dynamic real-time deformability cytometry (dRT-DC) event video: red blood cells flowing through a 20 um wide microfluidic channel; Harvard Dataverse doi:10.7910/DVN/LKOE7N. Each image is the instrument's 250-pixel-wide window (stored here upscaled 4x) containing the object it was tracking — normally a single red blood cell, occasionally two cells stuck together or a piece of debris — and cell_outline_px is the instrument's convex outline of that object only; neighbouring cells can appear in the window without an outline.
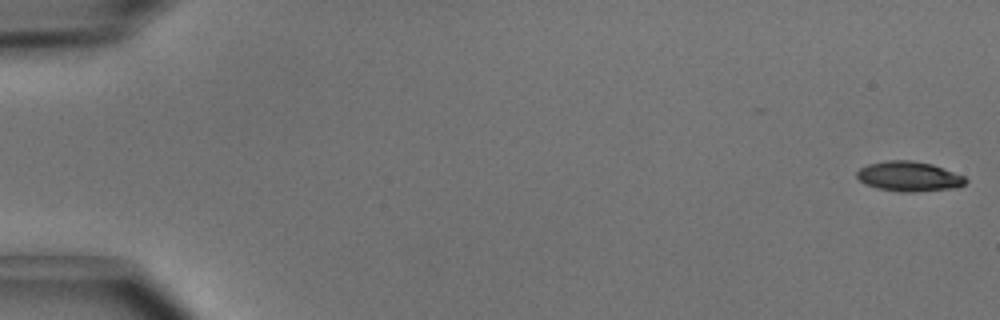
{"species": "common noctule bat (a hibernating species)", "species_latin": "Nyctalus noctula", "temperature_condition": "cold", "stored_images_in_passage": 48, "camera_frame_rate_fps": 3000, "um_per_image_px": 0.085, "animal": {"sex": "male", "body_mass_g": 15.6}, "frame": {"image": 1, "passage_image": 1, "time_ms": 0.0, "image_size_px": [1000, 320], "cell_outline_px": [[968, 180], [964, 184], [956, 188], [912, 192], [900, 192], [876, 188], [864, 184], [856, 176], [856, 172], [860, 168], [868, 164], [888, 160], [912, 160], [932, 164], [964, 176]], "centroid_in_image_um": [77.24, 15.0], "position_along_channel_um": 7.8, "area_um2": 19.02}}
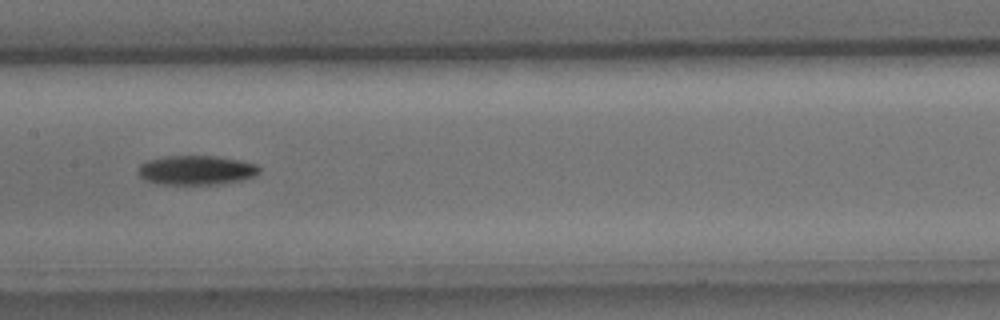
{"frame": {"image": 2, "passage_image": 26, "time_ms": 8.333, "image_size_px": [1000, 320], "cell_outline_px": [[260, 172], [256, 176], [244, 180], [220, 184], [156, 184], [144, 180], [136, 172], [140, 164], [148, 160], [164, 156], [216, 156], [240, 160], [256, 164], [260, 168]], "centroid_in_image_um": [16.68, 14.47], "position_along_channel_um": 190.7, "area_um2": 21.04}}
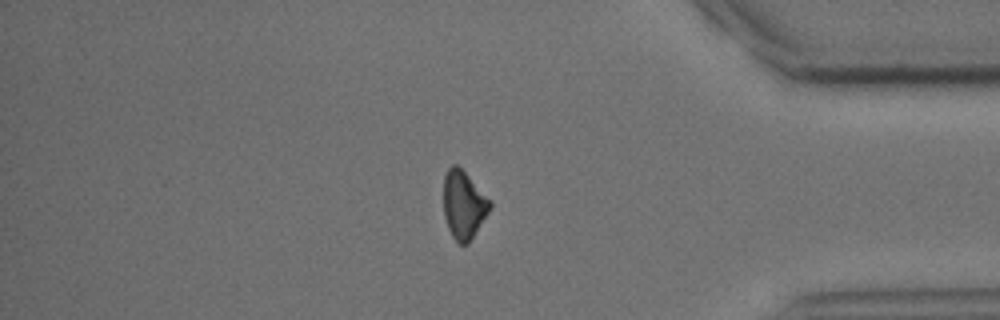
{"frame": {"image": 3, "passage_image": 43, "time_ms": 14.0, "image_size_px": [1000, 320], "cell_outline_px": [[492, 204], [488, 212], [468, 244], [460, 244], [452, 236], [448, 228], [444, 216], [444, 176], [448, 168], [452, 164], [456, 164], [492, 200]], "centroid_in_image_um": [39.41, 17.4], "position_along_channel_um": 395.8, "area_um2": 18.21}}